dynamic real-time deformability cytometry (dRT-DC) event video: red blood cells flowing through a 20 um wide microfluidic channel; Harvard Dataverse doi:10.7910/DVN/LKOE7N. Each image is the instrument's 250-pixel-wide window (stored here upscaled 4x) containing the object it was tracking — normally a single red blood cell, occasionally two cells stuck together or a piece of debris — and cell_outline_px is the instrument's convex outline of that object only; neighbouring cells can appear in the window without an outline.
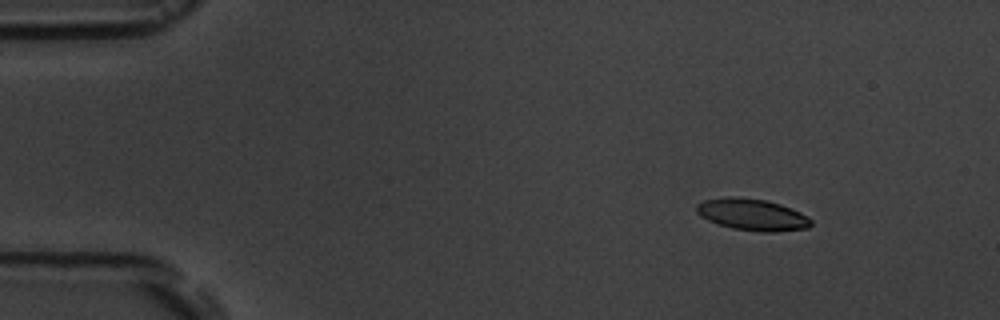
{"species": "common noctule bat (a hibernating species)", "species_latin": "Nyctalus noctula", "temperature_condition": "room temperature", "stored_images_in_passage": 4, "camera_frame_rate_fps": 3000, "um_per_image_px": 0.085, "animal": {"sex": "male", "body_mass_g": 19.5, "forearm_length_mm": 54.6}, "frame": {"image": 1, "passage_image": 1, "time_ms": 0.0, "image_size_px": [1000, 320], "cell_outline_px": [[812, 224], [808, 228], [772, 232], [760, 232], [732, 228], [708, 220], [700, 216], [696, 212], [696, 204], [704, 200], [728, 196], [732, 196], [764, 200], [780, 204], [792, 208], [808, 216], [812, 220]], "centroid_in_image_um": [63.94, 18.24], "position_along_channel_um": 21.1, "area_um2": 21.15}}
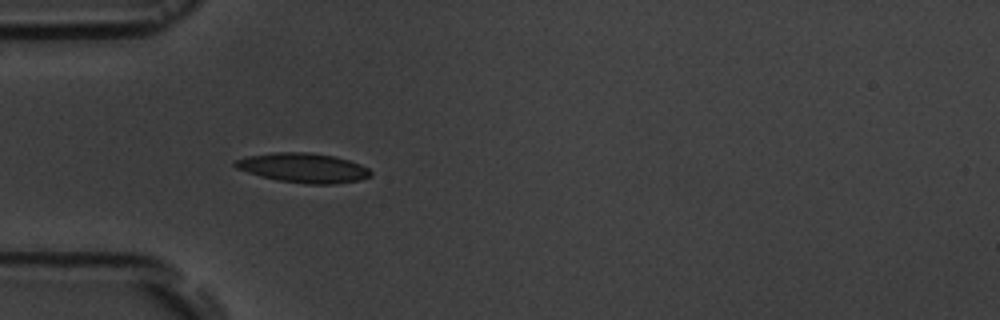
{"frame": {"image": 2, "passage_image": 4, "time_ms": 3.333, "image_size_px": [1000, 320], "cell_outline_px": [[372, 176], [360, 180], [332, 184], [308, 184], [276, 180], [260, 176], [236, 168], [232, 164], [236, 160], [248, 156], [272, 152], [308, 152], [332, 156], [348, 160], [360, 164], [368, 168], [372, 172]], "centroid_in_image_um": [25.78, 14.27], "position_along_channel_um": 59.2, "area_um2": 23.29}}